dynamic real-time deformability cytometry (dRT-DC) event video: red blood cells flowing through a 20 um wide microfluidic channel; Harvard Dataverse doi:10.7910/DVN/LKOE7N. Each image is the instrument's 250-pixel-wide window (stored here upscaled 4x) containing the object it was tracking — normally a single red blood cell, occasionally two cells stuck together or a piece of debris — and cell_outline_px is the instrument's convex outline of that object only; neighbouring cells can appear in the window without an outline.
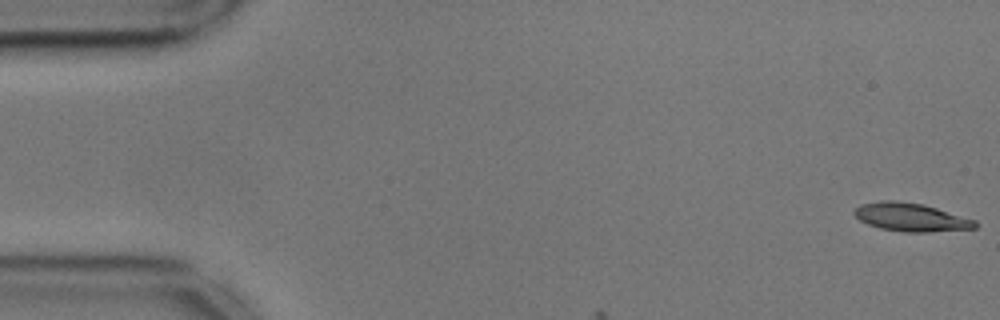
{"species": "common noctule bat (a hibernating species)", "species_latin": "Nyctalus noctula", "temperature_condition": "cold", "stored_images_in_passage": 7, "camera_frame_rate_fps": 3000, "um_per_image_px": 0.085, "animal": {"sex": "male", "body_mass_g": 17.9, "forearm_length_mm": 54.2}, "frame": {"image": 1, "passage_image": 1, "time_ms": 0.0, "image_size_px": [1000, 320], "cell_outline_px": [[980, 224], [976, 228], [928, 232], [904, 232], [880, 228], [868, 224], [860, 220], [852, 212], [860, 204], [880, 200], [896, 200], [924, 204], [976, 220]], "centroid_in_image_um": [77.44, 18.45], "position_along_channel_um": 7.6, "area_um2": 20.06}}